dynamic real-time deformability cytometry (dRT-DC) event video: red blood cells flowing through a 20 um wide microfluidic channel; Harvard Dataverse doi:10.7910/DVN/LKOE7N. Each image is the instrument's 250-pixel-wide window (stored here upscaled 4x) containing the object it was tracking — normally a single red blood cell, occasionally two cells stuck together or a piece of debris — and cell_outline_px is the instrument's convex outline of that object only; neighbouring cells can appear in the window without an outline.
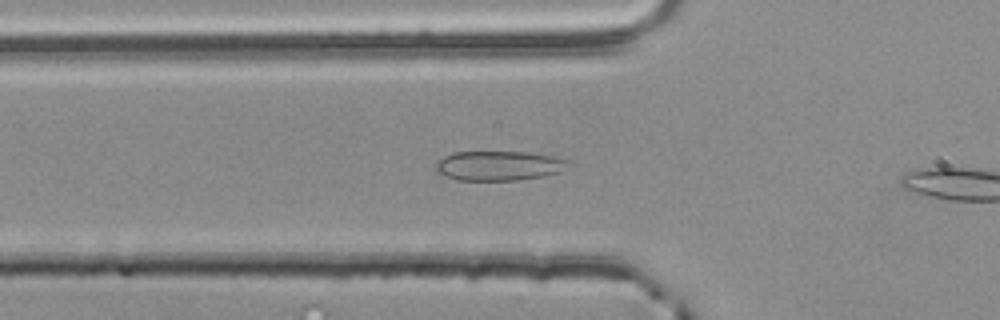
{"species": "common noctule bat (a hibernating species)", "species_latin": "Nyctalus noctula", "temperature_condition": "room temperature", "stored_images_in_passage": 8, "camera_frame_rate_fps": 3000, "um_per_image_px": 0.085, "animal": {"sex": "male", "body_mass_g": 20.4}, "frame": {"image": 1, "passage_image": 6, "time_ms": 1.667, "image_size_px": [1000, 320], "cell_outline_px": [[572, 164], [560, 172], [544, 176], [520, 180], [456, 180], [444, 176], [436, 172], [436, 160], [452, 152], [528, 152], [552, 156], [572, 160]], "centroid_in_image_um": [42.42, 14.08], "position_along_channel_um": 83.4, "area_um2": 23.24}}